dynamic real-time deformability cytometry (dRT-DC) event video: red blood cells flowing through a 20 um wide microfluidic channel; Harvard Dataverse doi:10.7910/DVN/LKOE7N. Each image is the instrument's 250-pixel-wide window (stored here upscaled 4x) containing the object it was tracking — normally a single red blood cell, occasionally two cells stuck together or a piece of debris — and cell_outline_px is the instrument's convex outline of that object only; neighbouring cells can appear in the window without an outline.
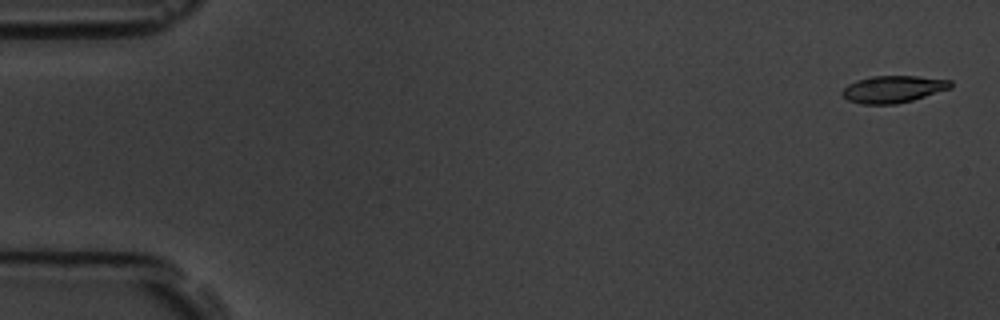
{"species": "common noctule bat (a hibernating species)", "species_latin": "Nyctalus noctula", "temperature_condition": "room temperature", "stored_images_in_passage": 11, "camera_frame_rate_fps": 3000, "um_per_image_px": 0.085, "animal": {"sex": "male", "body_mass_g": 19.5, "forearm_length_mm": 54.6}, "frame": {"image": 1, "passage_image": 1, "time_ms": 0.0, "image_size_px": [1000, 320], "cell_outline_px": [[952, 88], [912, 100], [896, 104], [864, 104], [848, 100], [840, 92], [848, 84], [856, 80], [872, 76], [916, 76], [952, 80]], "centroid_in_image_um": [75.93, 7.57], "position_along_channel_um": 9.1, "area_um2": 17.05}}
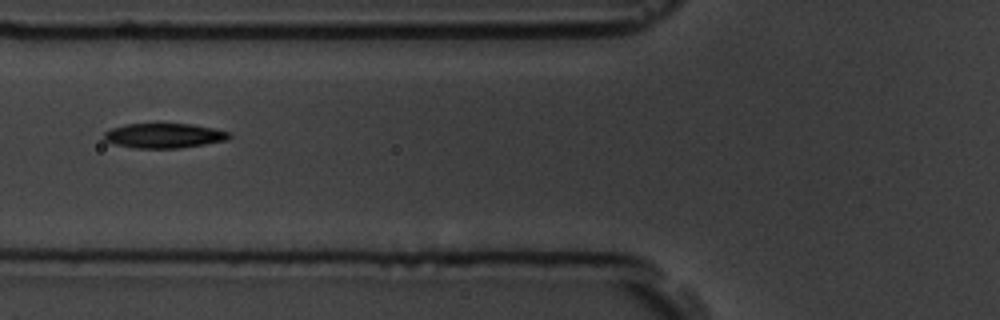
{"frame": {"image": 2, "passage_image": 6, "time_ms": 6.667, "image_size_px": [1000, 320], "cell_outline_px": [[232, 136], [228, 140], [180, 148], [132, 148], [112, 144], [104, 140], [104, 132], [112, 128], [124, 124], [156, 120], [192, 124], [212, 128], [228, 132]], "centroid_in_image_um": [13.88, 11.48], "position_along_channel_um": 111.9, "area_um2": 19.07}}
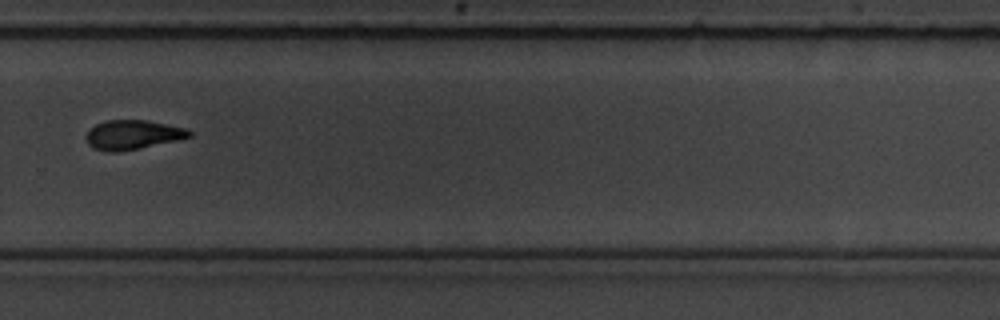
{"frame": {"image": 3, "passage_image": 11, "time_ms": 12.333, "image_size_px": [1000, 320], "cell_outline_px": [[192, 136], [176, 140], [140, 148], [116, 152], [112, 152], [92, 148], [88, 144], [84, 136], [96, 124], [104, 120], [144, 120], [188, 128], [192, 132]], "centroid_in_image_um": [11.27, 11.45], "position_along_channel_um": 318.5, "area_um2": 17.57}}